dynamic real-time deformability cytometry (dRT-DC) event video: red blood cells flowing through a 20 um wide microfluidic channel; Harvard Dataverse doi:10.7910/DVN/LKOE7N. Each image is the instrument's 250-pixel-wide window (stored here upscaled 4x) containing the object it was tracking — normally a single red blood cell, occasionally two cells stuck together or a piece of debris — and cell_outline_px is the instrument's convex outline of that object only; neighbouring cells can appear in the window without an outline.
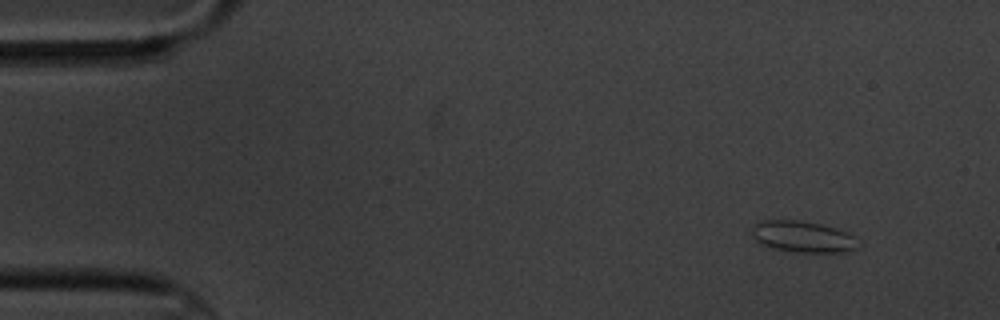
{"species": "common noctule bat (a hibernating species)", "species_latin": "Nyctalus noctula", "temperature_condition": "cold", "stored_images_in_passage": 4, "camera_frame_rate_fps": 3000, "um_per_image_px": 0.085, "animal": {"sex": "male", "body_mass_g": 20.1, "forearm_length_mm": 53.5}, "frame": {"image": 1, "passage_image": 1, "time_ms": 0.0, "image_size_px": [1000, 320], "cell_outline_px": [[860, 248], [844, 252], [800, 252], [772, 248], [760, 244], [752, 236], [752, 228], [756, 224], [764, 220], [800, 220], [820, 224], [836, 228], [848, 232], [860, 240]], "centroid_in_image_um": [68.3, 20.12], "position_along_channel_um": 16.7, "area_um2": 19.59}}
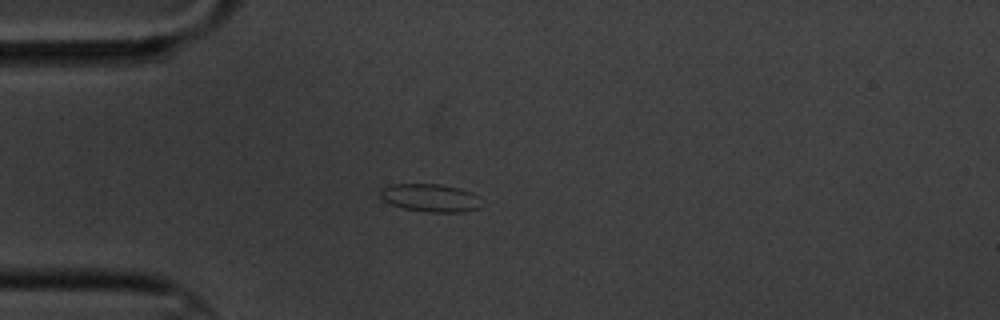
{"frame": {"image": 2, "passage_image": 4, "time_ms": 3.333, "image_size_px": [1000, 320], "cell_outline_px": [[480, 208], [464, 212], [428, 212], [404, 208], [392, 204], [384, 200], [380, 196], [380, 188], [388, 184], [440, 184], [460, 188], [472, 192], [480, 196]], "centroid_in_image_um": [36.6, 16.8], "position_along_channel_um": 48.4, "area_um2": 16.65}}